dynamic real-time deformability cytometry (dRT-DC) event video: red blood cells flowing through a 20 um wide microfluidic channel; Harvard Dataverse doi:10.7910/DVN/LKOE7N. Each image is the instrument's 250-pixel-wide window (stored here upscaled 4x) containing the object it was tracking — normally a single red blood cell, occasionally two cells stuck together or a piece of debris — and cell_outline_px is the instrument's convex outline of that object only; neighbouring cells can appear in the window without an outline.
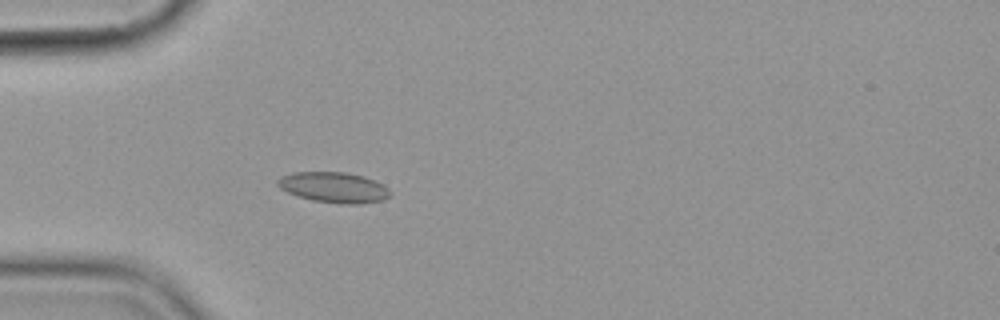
{"species": "common noctule bat (a hibernating species)", "species_latin": "Nyctalus noctula", "temperature_condition": "cold", "stored_images_in_passage": 3, "camera_frame_rate_fps": 3000, "um_per_image_px": 0.085, "animal": {"sex": "female", "body_mass_g": 19.9}, "frame": {"image": 1, "passage_image": 3, "time_ms": 2.333, "image_size_px": [1000, 320], "cell_outline_px": [[392, 192], [384, 200], [360, 204], [344, 204], [312, 200], [288, 192], [280, 188], [276, 184], [276, 180], [280, 176], [292, 172], [344, 172], [364, 176], [384, 184]], "centroid_in_image_um": [28.38, 15.92], "position_along_channel_um": 56.6, "area_um2": 20.11}}